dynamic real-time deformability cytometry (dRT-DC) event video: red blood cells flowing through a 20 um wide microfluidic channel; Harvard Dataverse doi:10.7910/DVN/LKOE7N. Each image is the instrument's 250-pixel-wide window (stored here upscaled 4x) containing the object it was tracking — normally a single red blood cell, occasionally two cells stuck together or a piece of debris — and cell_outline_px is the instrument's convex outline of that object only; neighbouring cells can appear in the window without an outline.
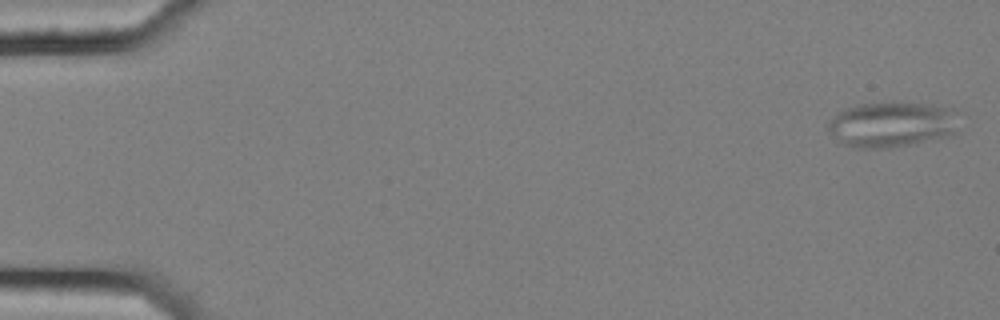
{"species": "common noctule bat (a hibernating species)", "species_latin": "Nyctalus noctula", "temperature_condition": "cold", "stored_images_in_passage": 9, "camera_frame_rate_fps": 3000, "um_per_image_px": 0.085, "animal": {"sex": "female", "body_mass_g": 25.1}, "frame": {"image": 1, "passage_image": 1, "time_ms": 0.0, "image_size_px": [1000, 320], "cell_outline_px": [[956, 132], [952, 136], [888, 148], [852, 148], [836, 144], [828, 132], [828, 124], [832, 116], [844, 108], [856, 104], [892, 100], [952, 108], [956, 112]], "centroid_in_image_um": [75.71, 10.57], "position_along_channel_um": 9.3, "area_um2": 35.72}}
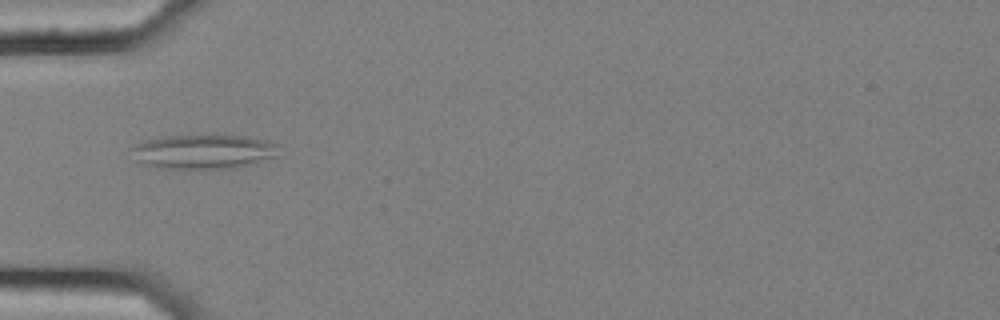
{"frame": {"image": 2, "passage_image": 6, "time_ms": 1.667, "image_size_px": [1000, 320], "cell_outline_px": [[280, 144], [276, 156], [252, 164], [236, 168], [156, 168], [144, 164], [136, 160], [128, 148], [144, 140], [164, 136], [244, 136], [264, 140]], "centroid_in_image_um": [17.26, 12.89], "position_along_channel_um": 67.7, "area_um2": 29.48}}
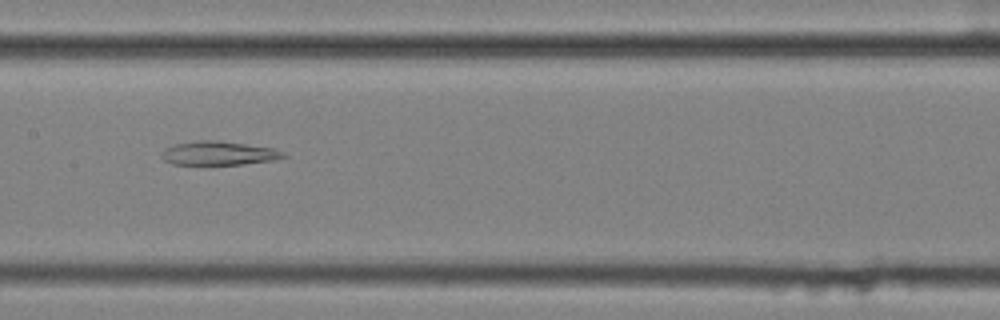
{"frame": {"image": 3, "passage_image": 9, "time_ms": 2.667, "image_size_px": [1000, 320], "cell_outline_px": [[288, 156], [272, 160], [244, 164], [172, 164], [164, 160], [160, 156], [160, 152], [164, 148], [176, 144], [196, 140], [216, 140], [272, 148], [284, 152]], "centroid_in_image_um": [18.54, 13.02], "position_along_channel_um": 188.9, "area_um2": 16.82}}